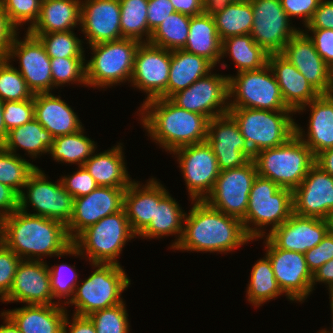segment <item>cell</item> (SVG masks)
<instances>
[{"instance_id": "f35d334b", "label": "cell", "mask_w": 333, "mask_h": 333, "mask_svg": "<svg viewBox=\"0 0 333 333\" xmlns=\"http://www.w3.org/2000/svg\"><path fill=\"white\" fill-rule=\"evenodd\" d=\"M250 274L246 295L252 306H262L263 303L283 294L275 279L271 261L266 255L263 259L257 260Z\"/></svg>"}, {"instance_id": "8d00e7d4", "label": "cell", "mask_w": 333, "mask_h": 333, "mask_svg": "<svg viewBox=\"0 0 333 333\" xmlns=\"http://www.w3.org/2000/svg\"><path fill=\"white\" fill-rule=\"evenodd\" d=\"M226 55L231 56L239 73L264 67L268 64L269 53L259 46L250 34H245L222 40L221 59Z\"/></svg>"}, {"instance_id": "680465c9", "label": "cell", "mask_w": 333, "mask_h": 333, "mask_svg": "<svg viewBox=\"0 0 333 333\" xmlns=\"http://www.w3.org/2000/svg\"><path fill=\"white\" fill-rule=\"evenodd\" d=\"M16 28L0 3V59H7L10 46L18 35Z\"/></svg>"}, {"instance_id": "7402d4cb", "label": "cell", "mask_w": 333, "mask_h": 333, "mask_svg": "<svg viewBox=\"0 0 333 333\" xmlns=\"http://www.w3.org/2000/svg\"><path fill=\"white\" fill-rule=\"evenodd\" d=\"M280 54L292 63L320 94H328L333 85V70L324 62L312 41L300 28Z\"/></svg>"}, {"instance_id": "8992f818", "label": "cell", "mask_w": 333, "mask_h": 333, "mask_svg": "<svg viewBox=\"0 0 333 333\" xmlns=\"http://www.w3.org/2000/svg\"><path fill=\"white\" fill-rule=\"evenodd\" d=\"M293 113L292 110L268 111L251 108L228 110L254 155L260 150L283 145L295 135L296 122L292 118Z\"/></svg>"}, {"instance_id": "30bf717a", "label": "cell", "mask_w": 333, "mask_h": 333, "mask_svg": "<svg viewBox=\"0 0 333 333\" xmlns=\"http://www.w3.org/2000/svg\"><path fill=\"white\" fill-rule=\"evenodd\" d=\"M227 76L229 108L290 110L285 105L278 82L268 64L258 70ZM232 97L233 101L230 99Z\"/></svg>"}, {"instance_id": "484cf974", "label": "cell", "mask_w": 333, "mask_h": 333, "mask_svg": "<svg viewBox=\"0 0 333 333\" xmlns=\"http://www.w3.org/2000/svg\"><path fill=\"white\" fill-rule=\"evenodd\" d=\"M268 65L278 82L286 107L294 114L320 95L302 73L280 53L269 54Z\"/></svg>"}, {"instance_id": "d4e9b609", "label": "cell", "mask_w": 333, "mask_h": 333, "mask_svg": "<svg viewBox=\"0 0 333 333\" xmlns=\"http://www.w3.org/2000/svg\"><path fill=\"white\" fill-rule=\"evenodd\" d=\"M119 0L81 1V31L90 45L123 39Z\"/></svg>"}, {"instance_id": "f1b7e54d", "label": "cell", "mask_w": 333, "mask_h": 333, "mask_svg": "<svg viewBox=\"0 0 333 333\" xmlns=\"http://www.w3.org/2000/svg\"><path fill=\"white\" fill-rule=\"evenodd\" d=\"M186 212L179 207V204L169 192L155 180V212L149 225L138 235V237L155 239L164 236L176 235V239L170 248H175L179 243ZM178 237V238H177Z\"/></svg>"}, {"instance_id": "44dd1931", "label": "cell", "mask_w": 333, "mask_h": 333, "mask_svg": "<svg viewBox=\"0 0 333 333\" xmlns=\"http://www.w3.org/2000/svg\"><path fill=\"white\" fill-rule=\"evenodd\" d=\"M125 189L98 186L88 195L75 198L73 216L66 226L69 238L73 241L87 227L122 210Z\"/></svg>"}, {"instance_id": "03108f58", "label": "cell", "mask_w": 333, "mask_h": 333, "mask_svg": "<svg viewBox=\"0 0 333 333\" xmlns=\"http://www.w3.org/2000/svg\"><path fill=\"white\" fill-rule=\"evenodd\" d=\"M315 163L333 176V148L322 151L315 157Z\"/></svg>"}, {"instance_id": "52a82bcc", "label": "cell", "mask_w": 333, "mask_h": 333, "mask_svg": "<svg viewBox=\"0 0 333 333\" xmlns=\"http://www.w3.org/2000/svg\"><path fill=\"white\" fill-rule=\"evenodd\" d=\"M137 236L132 232L125 210L106 216L83 230L72 244L80 251V256L92 264H117L118 256L125 244ZM127 241V242H126Z\"/></svg>"}, {"instance_id": "f907efd6", "label": "cell", "mask_w": 333, "mask_h": 333, "mask_svg": "<svg viewBox=\"0 0 333 333\" xmlns=\"http://www.w3.org/2000/svg\"><path fill=\"white\" fill-rule=\"evenodd\" d=\"M35 116L33 97L24 101H5L3 120L6 125V129L10 130L20 127Z\"/></svg>"}, {"instance_id": "3957f363", "label": "cell", "mask_w": 333, "mask_h": 333, "mask_svg": "<svg viewBox=\"0 0 333 333\" xmlns=\"http://www.w3.org/2000/svg\"><path fill=\"white\" fill-rule=\"evenodd\" d=\"M141 124L166 152L205 142L208 119L177 107L169 99L155 98L140 106Z\"/></svg>"}, {"instance_id": "9c48e42d", "label": "cell", "mask_w": 333, "mask_h": 333, "mask_svg": "<svg viewBox=\"0 0 333 333\" xmlns=\"http://www.w3.org/2000/svg\"><path fill=\"white\" fill-rule=\"evenodd\" d=\"M141 42L131 38L90 45L93 56L85 63L90 88H107L131 80L134 57Z\"/></svg>"}, {"instance_id": "ab89813d", "label": "cell", "mask_w": 333, "mask_h": 333, "mask_svg": "<svg viewBox=\"0 0 333 333\" xmlns=\"http://www.w3.org/2000/svg\"><path fill=\"white\" fill-rule=\"evenodd\" d=\"M219 38L250 34L253 28V9L250 0L232 2L213 15Z\"/></svg>"}, {"instance_id": "f5cc1de1", "label": "cell", "mask_w": 333, "mask_h": 333, "mask_svg": "<svg viewBox=\"0 0 333 333\" xmlns=\"http://www.w3.org/2000/svg\"><path fill=\"white\" fill-rule=\"evenodd\" d=\"M78 167L79 170L72 175H65L61 178L65 190L74 198L88 195L98 187L89 172L83 166Z\"/></svg>"}, {"instance_id": "4fadbf2b", "label": "cell", "mask_w": 333, "mask_h": 333, "mask_svg": "<svg viewBox=\"0 0 333 333\" xmlns=\"http://www.w3.org/2000/svg\"><path fill=\"white\" fill-rule=\"evenodd\" d=\"M189 196L203 201L211 193L220 174L217 158L207 141L174 150Z\"/></svg>"}, {"instance_id": "bcb514c9", "label": "cell", "mask_w": 333, "mask_h": 333, "mask_svg": "<svg viewBox=\"0 0 333 333\" xmlns=\"http://www.w3.org/2000/svg\"><path fill=\"white\" fill-rule=\"evenodd\" d=\"M86 61L85 57L50 58L53 89L73 82L87 87Z\"/></svg>"}, {"instance_id": "11e5206c", "label": "cell", "mask_w": 333, "mask_h": 333, "mask_svg": "<svg viewBox=\"0 0 333 333\" xmlns=\"http://www.w3.org/2000/svg\"><path fill=\"white\" fill-rule=\"evenodd\" d=\"M231 2H243V1H246V0H230Z\"/></svg>"}, {"instance_id": "11a10c76", "label": "cell", "mask_w": 333, "mask_h": 333, "mask_svg": "<svg viewBox=\"0 0 333 333\" xmlns=\"http://www.w3.org/2000/svg\"><path fill=\"white\" fill-rule=\"evenodd\" d=\"M304 255L307 266L313 274L333 258V233L329 231L317 246L305 252Z\"/></svg>"}, {"instance_id": "60d3db41", "label": "cell", "mask_w": 333, "mask_h": 333, "mask_svg": "<svg viewBox=\"0 0 333 333\" xmlns=\"http://www.w3.org/2000/svg\"><path fill=\"white\" fill-rule=\"evenodd\" d=\"M119 2L122 37L135 39L141 43L149 42L152 32L147 24L148 0H119Z\"/></svg>"}, {"instance_id": "f546056e", "label": "cell", "mask_w": 333, "mask_h": 333, "mask_svg": "<svg viewBox=\"0 0 333 333\" xmlns=\"http://www.w3.org/2000/svg\"><path fill=\"white\" fill-rule=\"evenodd\" d=\"M5 312L21 333H62L67 310L61 304L26 305Z\"/></svg>"}, {"instance_id": "ffe728a7", "label": "cell", "mask_w": 333, "mask_h": 333, "mask_svg": "<svg viewBox=\"0 0 333 333\" xmlns=\"http://www.w3.org/2000/svg\"><path fill=\"white\" fill-rule=\"evenodd\" d=\"M333 212V176L316 163L293 191V213L326 219Z\"/></svg>"}, {"instance_id": "603a6c76", "label": "cell", "mask_w": 333, "mask_h": 333, "mask_svg": "<svg viewBox=\"0 0 333 333\" xmlns=\"http://www.w3.org/2000/svg\"><path fill=\"white\" fill-rule=\"evenodd\" d=\"M2 302H22L26 305L55 304L57 301L53 299L47 263L22 259L17 266L12 288Z\"/></svg>"}, {"instance_id": "4dcf8cb0", "label": "cell", "mask_w": 333, "mask_h": 333, "mask_svg": "<svg viewBox=\"0 0 333 333\" xmlns=\"http://www.w3.org/2000/svg\"><path fill=\"white\" fill-rule=\"evenodd\" d=\"M78 24L81 25V0H42L39 17L27 32L71 31Z\"/></svg>"}, {"instance_id": "cb8c5ba5", "label": "cell", "mask_w": 333, "mask_h": 333, "mask_svg": "<svg viewBox=\"0 0 333 333\" xmlns=\"http://www.w3.org/2000/svg\"><path fill=\"white\" fill-rule=\"evenodd\" d=\"M329 231L328 220L293 213L283 224L267 233L266 237L277 248L304 254L317 246Z\"/></svg>"}, {"instance_id": "7a4b0ae2", "label": "cell", "mask_w": 333, "mask_h": 333, "mask_svg": "<svg viewBox=\"0 0 333 333\" xmlns=\"http://www.w3.org/2000/svg\"><path fill=\"white\" fill-rule=\"evenodd\" d=\"M185 214L183 232L175 250L228 253L252 239L242 221L209 206L203 201H192Z\"/></svg>"}, {"instance_id": "7bdbcfd3", "label": "cell", "mask_w": 333, "mask_h": 333, "mask_svg": "<svg viewBox=\"0 0 333 333\" xmlns=\"http://www.w3.org/2000/svg\"><path fill=\"white\" fill-rule=\"evenodd\" d=\"M36 169L34 164L19 154L10 153L0 146V183L12 188L18 195Z\"/></svg>"}, {"instance_id": "34e18365", "label": "cell", "mask_w": 333, "mask_h": 333, "mask_svg": "<svg viewBox=\"0 0 333 333\" xmlns=\"http://www.w3.org/2000/svg\"><path fill=\"white\" fill-rule=\"evenodd\" d=\"M1 232H2V218H0V243H1Z\"/></svg>"}, {"instance_id": "ee69618b", "label": "cell", "mask_w": 333, "mask_h": 333, "mask_svg": "<svg viewBox=\"0 0 333 333\" xmlns=\"http://www.w3.org/2000/svg\"><path fill=\"white\" fill-rule=\"evenodd\" d=\"M31 35L41 41L50 58L85 57L84 42L72 30Z\"/></svg>"}, {"instance_id": "e0dca14e", "label": "cell", "mask_w": 333, "mask_h": 333, "mask_svg": "<svg viewBox=\"0 0 333 333\" xmlns=\"http://www.w3.org/2000/svg\"><path fill=\"white\" fill-rule=\"evenodd\" d=\"M171 51L142 42L134 57L131 84L145 92V101L159 98L167 89Z\"/></svg>"}, {"instance_id": "b9f144b4", "label": "cell", "mask_w": 333, "mask_h": 333, "mask_svg": "<svg viewBox=\"0 0 333 333\" xmlns=\"http://www.w3.org/2000/svg\"><path fill=\"white\" fill-rule=\"evenodd\" d=\"M191 16L174 12L152 32L149 43L169 51L183 49L189 35Z\"/></svg>"}, {"instance_id": "6f0895ef", "label": "cell", "mask_w": 333, "mask_h": 333, "mask_svg": "<svg viewBox=\"0 0 333 333\" xmlns=\"http://www.w3.org/2000/svg\"><path fill=\"white\" fill-rule=\"evenodd\" d=\"M176 12L170 0H148L147 24L153 32L169 15Z\"/></svg>"}, {"instance_id": "5bb4252c", "label": "cell", "mask_w": 333, "mask_h": 333, "mask_svg": "<svg viewBox=\"0 0 333 333\" xmlns=\"http://www.w3.org/2000/svg\"><path fill=\"white\" fill-rule=\"evenodd\" d=\"M169 100L177 107L201 114L208 120L228 114V76L210 72Z\"/></svg>"}, {"instance_id": "7c38bea8", "label": "cell", "mask_w": 333, "mask_h": 333, "mask_svg": "<svg viewBox=\"0 0 333 333\" xmlns=\"http://www.w3.org/2000/svg\"><path fill=\"white\" fill-rule=\"evenodd\" d=\"M257 175L253 159L244 166L220 171L213 190L204 201L212 208L242 221Z\"/></svg>"}, {"instance_id": "836d02e7", "label": "cell", "mask_w": 333, "mask_h": 333, "mask_svg": "<svg viewBox=\"0 0 333 333\" xmlns=\"http://www.w3.org/2000/svg\"><path fill=\"white\" fill-rule=\"evenodd\" d=\"M141 185L134 180L125 189L123 197V209L136 236L149 225L155 212V178H151L143 187Z\"/></svg>"}, {"instance_id": "91938a15", "label": "cell", "mask_w": 333, "mask_h": 333, "mask_svg": "<svg viewBox=\"0 0 333 333\" xmlns=\"http://www.w3.org/2000/svg\"><path fill=\"white\" fill-rule=\"evenodd\" d=\"M305 28L333 29V0H321Z\"/></svg>"}, {"instance_id": "94428289", "label": "cell", "mask_w": 333, "mask_h": 333, "mask_svg": "<svg viewBox=\"0 0 333 333\" xmlns=\"http://www.w3.org/2000/svg\"><path fill=\"white\" fill-rule=\"evenodd\" d=\"M19 209V195L7 185L0 183V218Z\"/></svg>"}, {"instance_id": "d590c367", "label": "cell", "mask_w": 333, "mask_h": 333, "mask_svg": "<svg viewBox=\"0 0 333 333\" xmlns=\"http://www.w3.org/2000/svg\"><path fill=\"white\" fill-rule=\"evenodd\" d=\"M53 140L52 135L33 118L26 124L10 130L1 147L14 154H17L18 148H22L28 155L36 158L49 152Z\"/></svg>"}, {"instance_id": "d6986e66", "label": "cell", "mask_w": 333, "mask_h": 333, "mask_svg": "<svg viewBox=\"0 0 333 333\" xmlns=\"http://www.w3.org/2000/svg\"><path fill=\"white\" fill-rule=\"evenodd\" d=\"M25 35L23 40L15 37L7 59L18 57L20 68L17 70L33 94L50 92L53 90L50 57L37 37L27 31Z\"/></svg>"}, {"instance_id": "277c9868", "label": "cell", "mask_w": 333, "mask_h": 333, "mask_svg": "<svg viewBox=\"0 0 333 333\" xmlns=\"http://www.w3.org/2000/svg\"><path fill=\"white\" fill-rule=\"evenodd\" d=\"M292 214L293 191L281 188L272 180L257 175L249 193L247 212L242 220L252 241L266 236L264 227L271 225L270 233Z\"/></svg>"}, {"instance_id": "f6af8a7d", "label": "cell", "mask_w": 333, "mask_h": 333, "mask_svg": "<svg viewBox=\"0 0 333 333\" xmlns=\"http://www.w3.org/2000/svg\"><path fill=\"white\" fill-rule=\"evenodd\" d=\"M8 59H0V99L5 101H24L33 97L26 81Z\"/></svg>"}, {"instance_id": "8c879c8a", "label": "cell", "mask_w": 333, "mask_h": 333, "mask_svg": "<svg viewBox=\"0 0 333 333\" xmlns=\"http://www.w3.org/2000/svg\"><path fill=\"white\" fill-rule=\"evenodd\" d=\"M328 221H329L330 232L333 233V212L331 213L330 217L328 218Z\"/></svg>"}, {"instance_id": "d6a6232c", "label": "cell", "mask_w": 333, "mask_h": 333, "mask_svg": "<svg viewBox=\"0 0 333 333\" xmlns=\"http://www.w3.org/2000/svg\"><path fill=\"white\" fill-rule=\"evenodd\" d=\"M122 144L111 149L92 155L83 167L94 178L98 186L127 188L133 180L128 174Z\"/></svg>"}, {"instance_id": "1f68e13d", "label": "cell", "mask_w": 333, "mask_h": 333, "mask_svg": "<svg viewBox=\"0 0 333 333\" xmlns=\"http://www.w3.org/2000/svg\"><path fill=\"white\" fill-rule=\"evenodd\" d=\"M215 66L204 57L185 51H171L169 79L166 91L159 98L169 99L206 76Z\"/></svg>"}, {"instance_id": "816d5d0a", "label": "cell", "mask_w": 333, "mask_h": 333, "mask_svg": "<svg viewBox=\"0 0 333 333\" xmlns=\"http://www.w3.org/2000/svg\"><path fill=\"white\" fill-rule=\"evenodd\" d=\"M22 259L11 249L0 243V299L8 295L12 288L16 269Z\"/></svg>"}, {"instance_id": "89a4df30", "label": "cell", "mask_w": 333, "mask_h": 333, "mask_svg": "<svg viewBox=\"0 0 333 333\" xmlns=\"http://www.w3.org/2000/svg\"><path fill=\"white\" fill-rule=\"evenodd\" d=\"M4 102L0 99V146L7 138L8 131L6 129L5 122L3 120Z\"/></svg>"}, {"instance_id": "e7e4bbea", "label": "cell", "mask_w": 333, "mask_h": 333, "mask_svg": "<svg viewBox=\"0 0 333 333\" xmlns=\"http://www.w3.org/2000/svg\"><path fill=\"white\" fill-rule=\"evenodd\" d=\"M178 13L196 16L204 12L202 0H170Z\"/></svg>"}, {"instance_id": "6125c7cd", "label": "cell", "mask_w": 333, "mask_h": 333, "mask_svg": "<svg viewBox=\"0 0 333 333\" xmlns=\"http://www.w3.org/2000/svg\"><path fill=\"white\" fill-rule=\"evenodd\" d=\"M72 323L68 314L64 320L62 333H96V329L88 316L73 314Z\"/></svg>"}, {"instance_id": "7dc6e473", "label": "cell", "mask_w": 333, "mask_h": 333, "mask_svg": "<svg viewBox=\"0 0 333 333\" xmlns=\"http://www.w3.org/2000/svg\"><path fill=\"white\" fill-rule=\"evenodd\" d=\"M96 333H129L130 324L124 301L115 306L93 312L88 316Z\"/></svg>"}, {"instance_id": "83f0119b", "label": "cell", "mask_w": 333, "mask_h": 333, "mask_svg": "<svg viewBox=\"0 0 333 333\" xmlns=\"http://www.w3.org/2000/svg\"><path fill=\"white\" fill-rule=\"evenodd\" d=\"M34 118L52 135L53 138L75 133L82 124L65 100L51 92L33 95Z\"/></svg>"}, {"instance_id": "003e7915", "label": "cell", "mask_w": 333, "mask_h": 333, "mask_svg": "<svg viewBox=\"0 0 333 333\" xmlns=\"http://www.w3.org/2000/svg\"><path fill=\"white\" fill-rule=\"evenodd\" d=\"M204 13L211 16L221 12L228 4L232 3L230 0H202Z\"/></svg>"}, {"instance_id": "681fc988", "label": "cell", "mask_w": 333, "mask_h": 333, "mask_svg": "<svg viewBox=\"0 0 333 333\" xmlns=\"http://www.w3.org/2000/svg\"><path fill=\"white\" fill-rule=\"evenodd\" d=\"M42 0H0L11 22L17 27L30 23L31 28L37 21Z\"/></svg>"}, {"instance_id": "4316f807", "label": "cell", "mask_w": 333, "mask_h": 333, "mask_svg": "<svg viewBox=\"0 0 333 333\" xmlns=\"http://www.w3.org/2000/svg\"><path fill=\"white\" fill-rule=\"evenodd\" d=\"M307 106L311 110L307 134L297 123H295V134L316 157L322 151L333 148V99L328 94H320L297 112H303Z\"/></svg>"}, {"instance_id": "8fae6325", "label": "cell", "mask_w": 333, "mask_h": 333, "mask_svg": "<svg viewBox=\"0 0 333 333\" xmlns=\"http://www.w3.org/2000/svg\"><path fill=\"white\" fill-rule=\"evenodd\" d=\"M24 189H27V192L23 190L19 195L21 211L27 213V207L31 205L36 213L28 214L43 216L68 225L73 216L75 198L65 190L61 179L57 183L47 180L46 174L37 166L29 176Z\"/></svg>"}, {"instance_id": "5b68a950", "label": "cell", "mask_w": 333, "mask_h": 333, "mask_svg": "<svg viewBox=\"0 0 333 333\" xmlns=\"http://www.w3.org/2000/svg\"><path fill=\"white\" fill-rule=\"evenodd\" d=\"M253 160L259 176L292 191L316 161L313 152L296 134L283 145L260 150Z\"/></svg>"}, {"instance_id": "2644e50d", "label": "cell", "mask_w": 333, "mask_h": 333, "mask_svg": "<svg viewBox=\"0 0 333 333\" xmlns=\"http://www.w3.org/2000/svg\"><path fill=\"white\" fill-rule=\"evenodd\" d=\"M329 296H330L329 297L330 298V307L332 310L331 312H332V319H333V294H330ZM331 323H332V326H331L332 328L330 331H327L326 329L325 330L322 329V330H319L320 332H318V333H333V320Z\"/></svg>"}, {"instance_id": "74e56055", "label": "cell", "mask_w": 333, "mask_h": 333, "mask_svg": "<svg viewBox=\"0 0 333 333\" xmlns=\"http://www.w3.org/2000/svg\"><path fill=\"white\" fill-rule=\"evenodd\" d=\"M84 129L54 138L48 154L60 163L83 164L94 154L96 144L84 135Z\"/></svg>"}, {"instance_id": "9a60e30c", "label": "cell", "mask_w": 333, "mask_h": 333, "mask_svg": "<svg viewBox=\"0 0 333 333\" xmlns=\"http://www.w3.org/2000/svg\"><path fill=\"white\" fill-rule=\"evenodd\" d=\"M253 9V40L269 54L281 53L299 31L282 8L280 0H250Z\"/></svg>"}, {"instance_id": "c3c4849f", "label": "cell", "mask_w": 333, "mask_h": 333, "mask_svg": "<svg viewBox=\"0 0 333 333\" xmlns=\"http://www.w3.org/2000/svg\"><path fill=\"white\" fill-rule=\"evenodd\" d=\"M48 268L53 299L59 298L57 303L60 304L59 301L61 298H67L66 302L64 301V304L67 305L74 296L79 275L76 270L68 264H57L52 267L48 266Z\"/></svg>"}, {"instance_id": "9f6ffc18", "label": "cell", "mask_w": 333, "mask_h": 333, "mask_svg": "<svg viewBox=\"0 0 333 333\" xmlns=\"http://www.w3.org/2000/svg\"><path fill=\"white\" fill-rule=\"evenodd\" d=\"M281 5L289 19L302 17L303 26H306L314 15L321 0H280Z\"/></svg>"}, {"instance_id": "ac0fdd59", "label": "cell", "mask_w": 333, "mask_h": 333, "mask_svg": "<svg viewBox=\"0 0 333 333\" xmlns=\"http://www.w3.org/2000/svg\"><path fill=\"white\" fill-rule=\"evenodd\" d=\"M206 141L212 147L220 171L244 166L254 157L229 114L208 121Z\"/></svg>"}, {"instance_id": "db71d44e", "label": "cell", "mask_w": 333, "mask_h": 333, "mask_svg": "<svg viewBox=\"0 0 333 333\" xmlns=\"http://www.w3.org/2000/svg\"><path fill=\"white\" fill-rule=\"evenodd\" d=\"M302 30L312 41L317 53L324 62L333 70V29L305 28ZM313 35L310 36L309 32Z\"/></svg>"}, {"instance_id": "2e32d148", "label": "cell", "mask_w": 333, "mask_h": 333, "mask_svg": "<svg viewBox=\"0 0 333 333\" xmlns=\"http://www.w3.org/2000/svg\"><path fill=\"white\" fill-rule=\"evenodd\" d=\"M264 241L265 255L271 261L281 291L290 301L304 302L312 293L313 279L305 255L277 248L266 236Z\"/></svg>"}, {"instance_id": "6da1fadb", "label": "cell", "mask_w": 333, "mask_h": 333, "mask_svg": "<svg viewBox=\"0 0 333 333\" xmlns=\"http://www.w3.org/2000/svg\"><path fill=\"white\" fill-rule=\"evenodd\" d=\"M1 242L23 260L44 261L42 257L47 255L80 256L63 223L20 209L2 218Z\"/></svg>"}, {"instance_id": "e575fe53", "label": "cell", "mask_w": 333, "mask_h": 333, "mask_svg": "<svg viewBox=\"0 0 333 333\" xmlns=\"http://www.w3.org/2000/svg\"><path fill=\"white\" fill-rule=\"evenodd\" d=\"M222 41L219 38L213 16L202 13L191 16L189 35L184 50L204 57L214 66L221 60Z\"/></svg>"}, {"instance_id": "753ad0ef", "label": "cell", "mask_w": 333, "mask_h": 333, "mask_svg": "<svg viewBox=\"0 0 333 333\" xmlns=\"http://www.w3.org/2000/svg\"><path fill=\"white\" fill-rule=\"evenodd\" d=\"M328 95L333 99V85L332 87L330 88L329 92H328Z\"/></svg>"}, {"instance_id": "ba28073f", "label": "cell", "mask_w": 333, "mask_h": 333, "mask_svg": "<svg viewBox=\"0 0 333 333\" xmlns=\"http://www.w3.org/2000/svg\"><path fill=\"white\" fill-rule=\"evenodd\" d=\"M91 265L96 270L81 285L77 284L73 298L67 303L76 307V315L89 316L95 311L122 303L121 293L131 284L121 265Z\"/></svg>"}, {"instance_id": "a7ac6f4b", "label": "cell", "mask_w": 333, "mask_h": 333, "mask_svg": "<svg viewBox=\"0 0 333 333\" xmlns=\"http://www.w3.org/2000/svg\"><path fill=\"white\" fill-rule=\"evenodd\" d=\"M0 316L4 317L5 325H0V333H21L13 320L5 313L1 312Z\"/></svg>"}, {"instance_id": "be15d7a7", "label": "cell", "mask_w": 333, "mask_h": 333, "mask_svg": "<svg viewBox=\"0 0 333 333\" xmlns=\"http://www.w3.org/2000/svg\"><path fill=\"white\" fill-rule=\"evenodd\" d=\"M317 282H322L327 285L329 294H333V258L319 267L313 273L312 291Z\"/></svg>"}]
</instances>
